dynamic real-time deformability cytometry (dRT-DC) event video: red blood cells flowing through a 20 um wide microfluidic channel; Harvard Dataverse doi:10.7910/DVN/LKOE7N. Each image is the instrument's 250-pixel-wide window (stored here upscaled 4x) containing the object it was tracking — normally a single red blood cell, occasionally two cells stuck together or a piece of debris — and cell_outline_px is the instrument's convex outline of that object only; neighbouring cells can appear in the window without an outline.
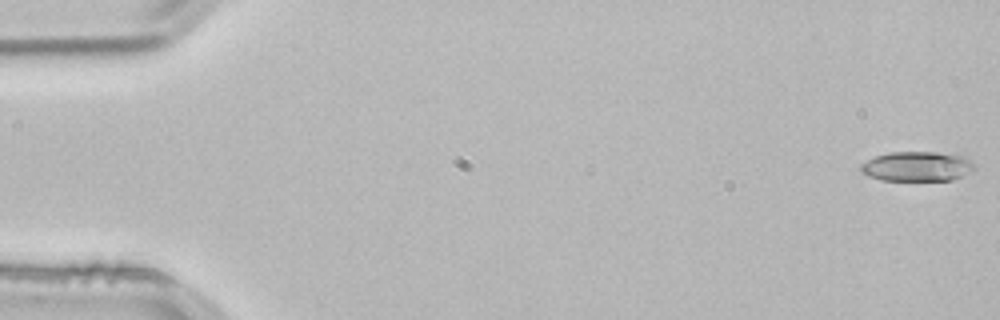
{"species": "common noctule bat (a hibernating species)", "species_latin": "Nyctalus noctula", "temperature_condition": "room temperature", "stored_images_in_passage": 53, "camera_frame_rate_fps": 3000, "um_per_image_px": 0.085, "animal": {"sex": "male", "body_mass_g": 21.5, "forearm_length_mm": 52.0}, "frame": {"image": 1, "passage_image": 1, "time_ms": 0.0, "image_size_px": [1000, 320], "cell_outline_px": [[976, 168], [952, 180], [880, 180], [868, 176], [860, 172], [860, 164], [876, 156], [888, 152], [936, 152], [960, 156], [972, 160], [976, 164]], "centroid_in_image_um": [77.92, 14.14], "position_along_channel_um": 7.1, "area_um2": 19.65}}
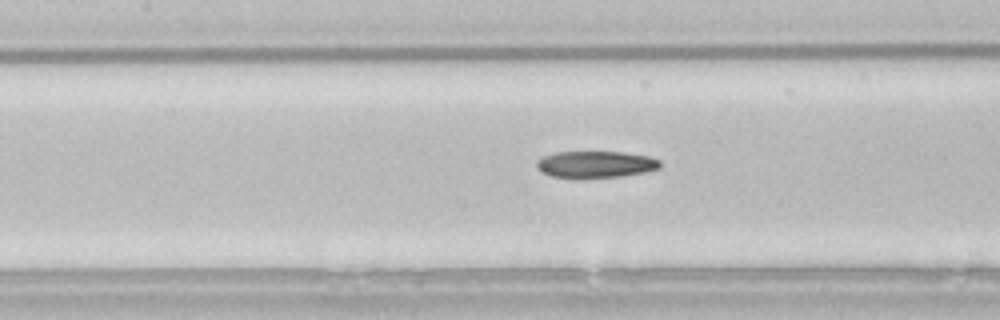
{"frame": {"image": 2, "passage_image": 24, "time_ms": 7.667, "image_size_px": [1000, 320], "cell_outline_px": [[660, 168], [644, 172], [620, 176], [584, 180], [580, 180], [552, 176], [540, 172], [536, 168], [536, 160], [544, 156], [556, 152], [620, 152], [648, 156], [660, 160]], "centroid_in_image_um": [50.56, 14.0], "position_along_channel_um": 156.8, "area_um2": 19.71}}
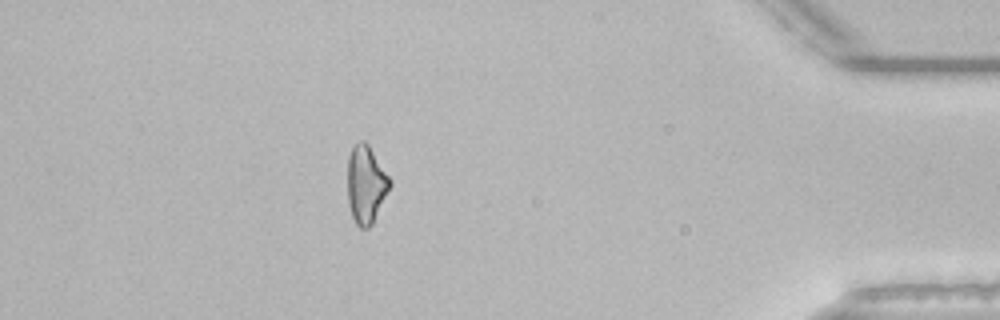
{"frame": {"image": 3, "passage_image": 47, "time_ms": 15.333, "image_size_px": [1000, 320], "cell_outline_px": [[392, 184], [372, 224], [368, 228], [360, 228], [356, 224], [352, 216], [348, 204], [348, 156], [352, 148], [360, 140], [364, 140], [368, 144], [392, 180]], "centroid_in_image_um": [31.11, 15.68], "position_along_channel_um": 404.1, "area_um2": 19.19}, "authors_computed_cell_mechanics": {"area_um2": 19.5364, "velocity_mm_per_s": 3.8521, "shape_relaxation_time_tau1_ms": 5.3552, "shape_relaxation_time_tau2_ms": null, "deformation_change_tau1": 0.145, "deformation_change_tau2": null}}